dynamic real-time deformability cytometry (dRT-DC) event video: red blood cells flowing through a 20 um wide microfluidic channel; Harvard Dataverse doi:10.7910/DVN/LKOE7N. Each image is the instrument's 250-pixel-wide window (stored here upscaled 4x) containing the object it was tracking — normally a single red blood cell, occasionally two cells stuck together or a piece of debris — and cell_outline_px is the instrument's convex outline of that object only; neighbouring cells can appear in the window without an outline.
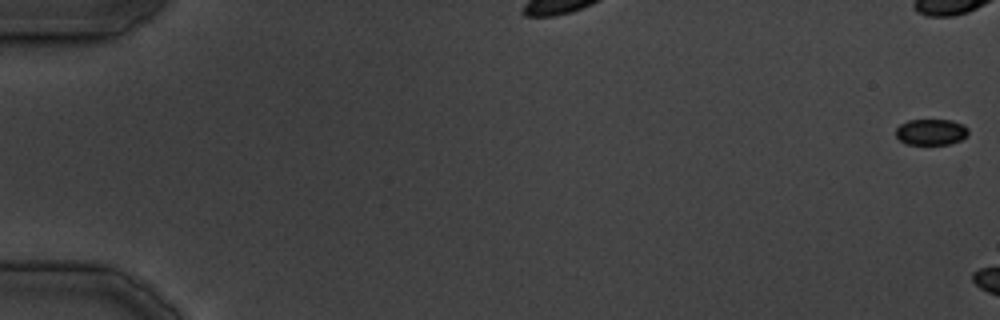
{"species": "common noctule bat (a hibernating species)", "species_latin": "Nyctalus noctula", "temperature_condition": "cold", "stored_images_in_passage": 5, "camera_frame_rate_fps": 3000, "um_per_image_px": 0.085, "animal": {"sex": "male", "body_mass_g": 19.5, "forearm_length_mm": 54.6}, "frame": {"image": 1, "passage_image": 1, "time_ms": 0.0, "image_size_px": [1000, 320], "cell_outline_px": [[968, 136], [960, 140], [948, 144], [908, 144], [900, 140], [896, 136], [896, 128], [900, 124], [908, 120], [952, 120], [964, 124], [968, 128]], "centroid_in_image_um": [79.16, 11.21], "position_along_channel_um": 5.8, "area_um2": 11.04}}